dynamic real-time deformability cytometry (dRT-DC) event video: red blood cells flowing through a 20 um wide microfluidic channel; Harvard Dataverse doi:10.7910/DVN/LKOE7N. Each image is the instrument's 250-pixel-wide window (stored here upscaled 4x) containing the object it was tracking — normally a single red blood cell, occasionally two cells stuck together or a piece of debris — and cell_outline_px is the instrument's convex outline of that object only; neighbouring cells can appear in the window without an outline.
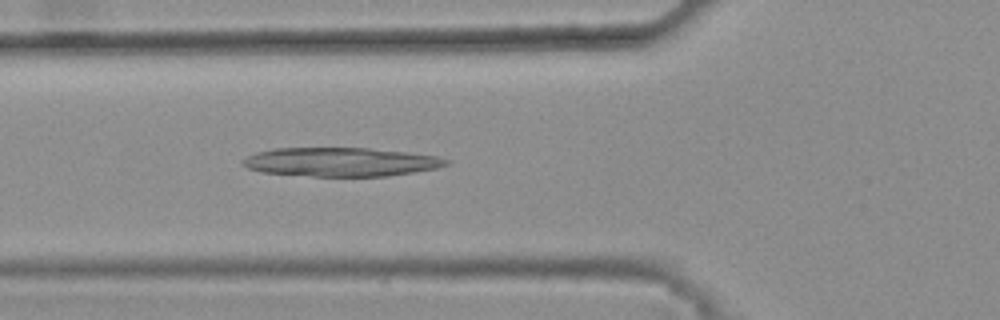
{"species": "common noctule bat (a hibernating species)", "species_latin": "Nyctalus noctula", "temperature_condition": "warm", "stored_images_in_passage": 35, "camera_frame_rate_fps": 3000, "um_per_image_px": 0.085, "animal": {"sex": "female", "body_mass_g": 25.1}, "frame": {"image": 1, "passage_image": 8, "time_ms": 2.333, "image_size_px": [1000, 320], "cell_outline_px": [[448, 164], [436, 168], [388, 176], [312, 176], [260, 172], [248, 168], [240, 164], [240, 160], [256, 152], [272, 148], [368, 148], [404, 152], [436, 156], [448, 160]], "centroid_in_image_um": [28.88, 13.76], "position_along_channel_um": 96.9, "area_um2": 34.04}}
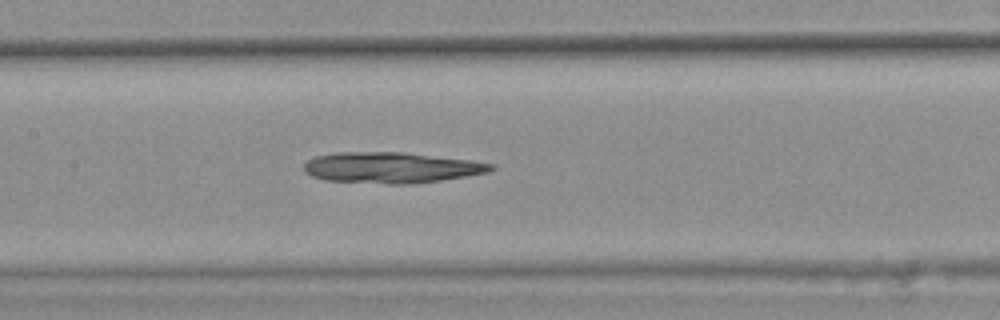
{"frame": {"image": 2, "passage_image": 14, "time_ms": 4.333, "image_size_px": [1000, 320], "cell_outline_px": [[496, 168], [488, 172], [440, 180], [412, 184], [388, 184], [324, 180], [312, 176], [304, 172], [304, 164], [308, 160], [316, 156], [336, 152], [404, 152], [472, 160], [496, 164]], "centroid_in_image_um": [33.26, 14.24], "position_along_channel_um": 174.1, "area_um2": 33.76}}
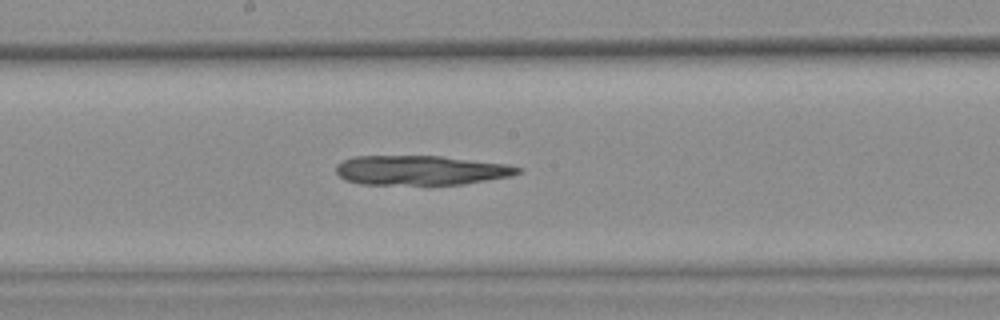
{"frame": {"image": 3, "passage_image": 17, "time_ms": 5.333, "image_size_px": [1000, 320], "cell_outline_px": [[524, 168], [520, 172], [512, 176], [464, 184], [360, 184], [344, 180], [336, 172], [336, 164], [352, 156], [440, 156], [508, 164]], "centroid_in_image_um": [35.78, 14.47], "position_along_channel_um": 212.4, "area_um2": 31.39}}